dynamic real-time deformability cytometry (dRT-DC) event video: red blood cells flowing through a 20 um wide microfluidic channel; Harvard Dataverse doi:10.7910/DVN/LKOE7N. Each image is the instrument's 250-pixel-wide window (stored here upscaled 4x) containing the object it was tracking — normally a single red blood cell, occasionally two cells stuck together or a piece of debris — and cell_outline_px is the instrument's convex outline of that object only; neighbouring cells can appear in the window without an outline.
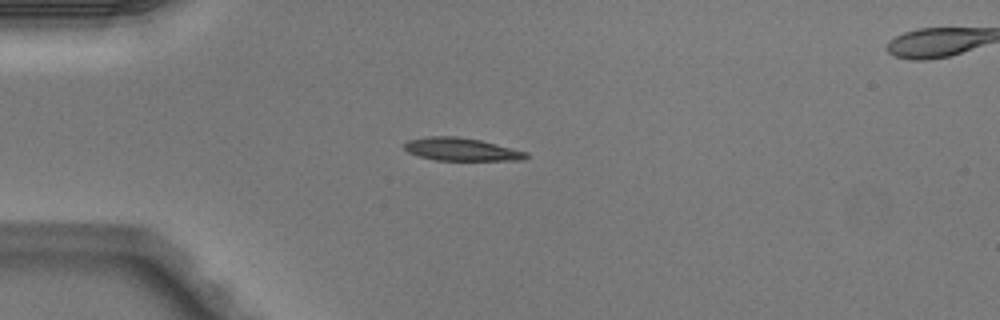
{"species": "Egyptian fruit bat (a non-hibernating species)", "species_latin": "Rousettus aegyptiacus", "temperature_condition": "warm", "stored_images_in_passage": 4, "camera_frame_rate_fps": 3000, "um_per_image_px": 0.085, "animal": {"sex": "male"}, "frame": {"image": 1, "passage_image": 3, "time_ms": 0.667, "image_size_px": [1000, 320], "cell_outline_px": [[528, 156], [524, 160], [436, 160], [420, 156], [408, 152], [404, 148], [404, 144], [408, 140], [428, 136], [456, 136], [480, 140], [528, 152]], "centroid_in_image_um": [39.22, 12.69], "position_along_channel_um": 45.8, "area_um2": 16.13}}